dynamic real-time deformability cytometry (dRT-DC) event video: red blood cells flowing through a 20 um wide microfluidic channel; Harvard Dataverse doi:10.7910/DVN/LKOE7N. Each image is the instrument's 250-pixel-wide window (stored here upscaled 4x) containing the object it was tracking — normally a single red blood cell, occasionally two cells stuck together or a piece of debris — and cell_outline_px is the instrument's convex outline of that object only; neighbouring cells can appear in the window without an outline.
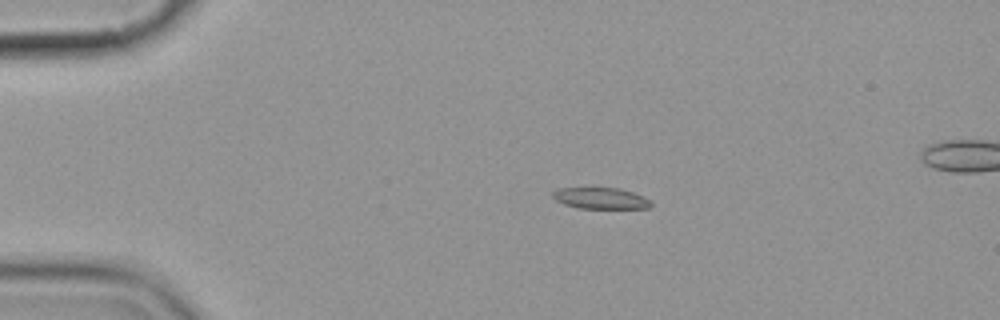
{"species": "common noctule bat (a hibernating species)", "species_latin": "Nyctalus noctula", "temperature_condition": "cold", "stored_images_in_passage": 4, "camera_frame_rate_fps": 3000, "um_per_image_px": 0.085, "animal": {"sex": "female", "body_mass_g": 19.9}, "frame": {"image": 1, "passage_image": 1, "time_ms": 0.0, "image_size_px": [1000, 320], "cell_outline_px": [[652, 204], [648, 208], [576, 208], [564, 204], [556, 200], [552, 196], [552, 192], [556, 188], [620, 188], [644, 196], [652, 200]], "centroid_in_image_um": [51.06, 16.85], "position_along_channel_um": 33.9, "area_um2": 12.25}}
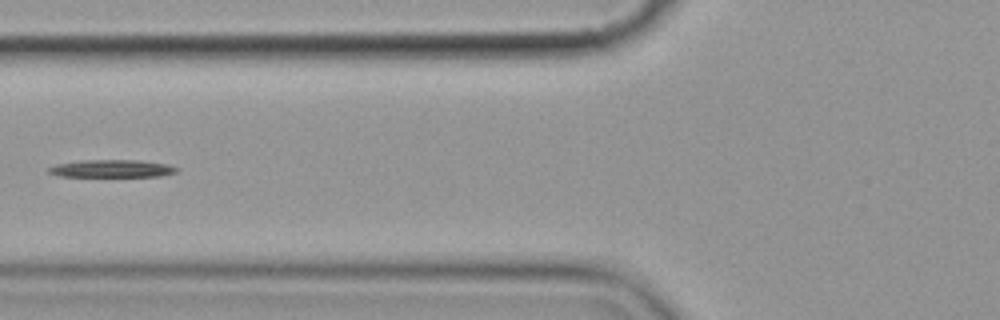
{"frame": {"image": 2, "passage_image": 4, "time_ms": 3.667, "image_size_px": [1000, 320], "cell_outline_px": [[176, 172], [160, 176], [60, 176], [48, 172], [48, 168], [56, 164], [84, 160], [136, 160], [164, 164], [176, 168]], "centroid_in_image_um": [9.45, 14.33], "position_along_channel_um": 116.4, "area_um2": 12.72}}